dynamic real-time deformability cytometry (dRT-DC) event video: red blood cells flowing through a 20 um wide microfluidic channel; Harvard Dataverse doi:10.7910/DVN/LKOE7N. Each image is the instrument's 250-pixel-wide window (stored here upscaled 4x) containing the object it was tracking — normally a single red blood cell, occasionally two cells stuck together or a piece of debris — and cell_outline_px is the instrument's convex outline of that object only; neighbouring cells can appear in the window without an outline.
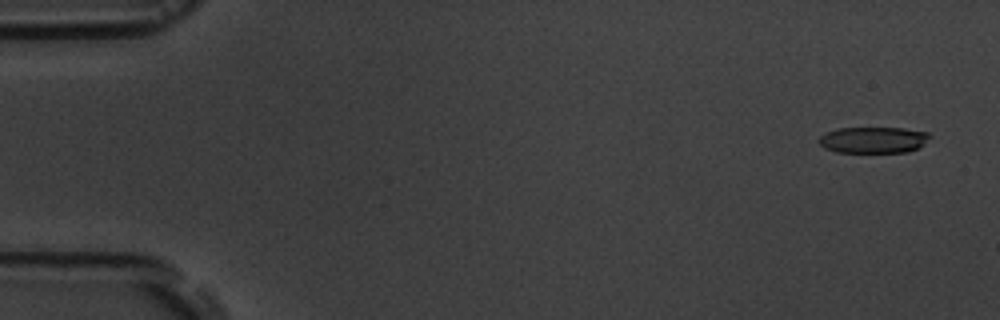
{"species": "common noctule bat (a hibernating species)", "species_latin": "Nyctalus noctula", "temperature_condition": "room temperature", "stored_images_in_passage": 5, "camera_frame_rate_fps": 3000, "um_per_image_px": 0.085, "animal": {"sex": "male", "body_mass_g": 19.5, "forearm_length_mm": 54.6}, "frame": {"image": 1, "passage_image": 1, "time_ms": 0.0, "image_size_px": [1000, 320], "cell_outline_px": [[932, 136], [916, 148], [908, 152], [836, 152], [824, 148], [816, 140], [820, 136], [836, 128], [904, 128], [928, 132]], "centroid_in_image_um": [74.2, 11.89], "position_along_channel_um": 10.8, "area_um2": 16.94}}
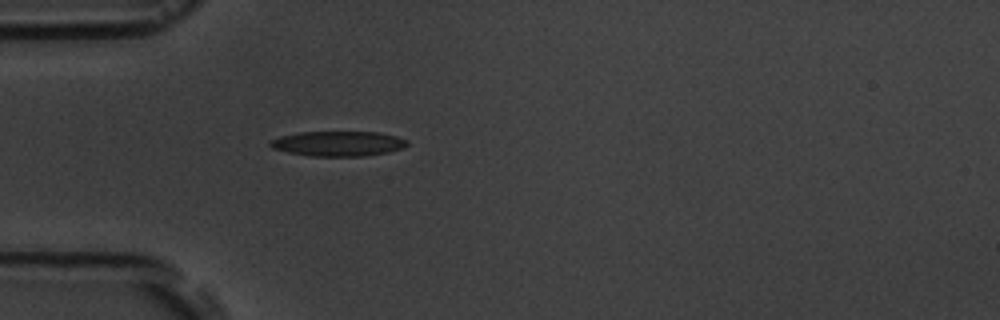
{"frame": {"image": 2, "passage_image": 5, "time_ms": 4.667, "image_size_px": [1000, 320], "cell_outline_px": [[408, 144], [404, 148], [388, 152], [364, 156], [312, 156], [288, 152], [272, 148], [268, 144], [268, 140], [280, 136], [300, 132], [380, 132], [396, 136], [408, 140]], "centroid_in_image_um": [28.74, 12.2], "position_along_channel_um": 56.3, "area_um2": 20.06}}